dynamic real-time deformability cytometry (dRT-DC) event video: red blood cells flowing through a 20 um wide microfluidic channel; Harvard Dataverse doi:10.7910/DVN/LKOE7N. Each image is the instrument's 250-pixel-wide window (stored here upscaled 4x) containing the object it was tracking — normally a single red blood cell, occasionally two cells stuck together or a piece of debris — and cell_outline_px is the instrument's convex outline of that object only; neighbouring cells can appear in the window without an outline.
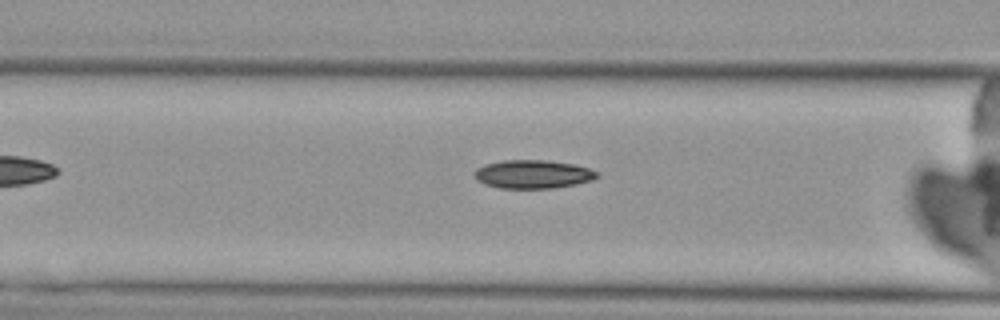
{"species": "Egyptian fruit bat (a non-hibernating species)", "species_latin": "Rousettus aegyptiacus", "temperature_condition": "cold", "stored_images_in_passage": 9, "camera_frame_rate_fps": 3000, "um_per_image_px": 0.085, "animal": {"sex": "female"}, "frame": {"image": 1, "passage_image": 8, "time_ms": 8.333, "image_size_px": [1000, 320], "cell_outline_px": [[600, 176], [592, 180], [576, 184], [552, 188], [500, 188], [484, 184], [476, 180], [472, 176], [472, 172], [476, 168], [484, 164], [504, 160], [548, 160], [576, 164], [588, 168], [596, 172]], "centroid_in_image_um": [45.25, 14.8], "position_along_channel_um": 121.4, "area_um2": 20.58}}